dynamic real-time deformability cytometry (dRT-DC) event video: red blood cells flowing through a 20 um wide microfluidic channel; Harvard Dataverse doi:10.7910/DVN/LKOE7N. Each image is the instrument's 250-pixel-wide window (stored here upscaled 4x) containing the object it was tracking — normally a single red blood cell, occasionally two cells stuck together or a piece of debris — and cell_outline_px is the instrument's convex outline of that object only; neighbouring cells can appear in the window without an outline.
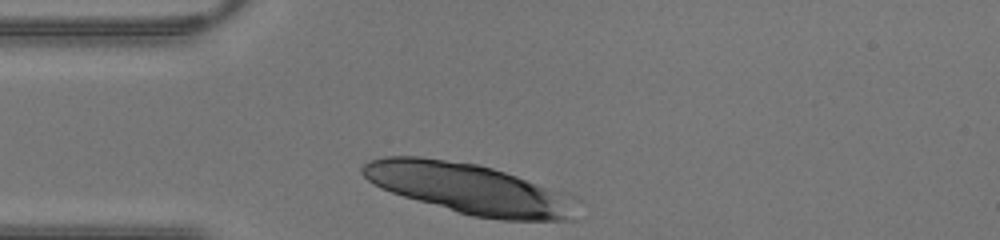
{"species": "human", "species_latin": "Homo sapiens", "temperature_condition": "warm", "stored_images_in_passage": 8, "camera_frame_rate_fps": 3000, "um_per_image_px": 0.085, "donor": {"sex": "male"}, "frame": {"image": 1, "passage_image": 1, "time_ms": 0.0, "image_size_px": [1000, 240], "cell_outline_px": [[572, 220], [500, 220], [472, 216], [404, 196], [380, 188], [372, 184], [360, 172], [360, 168], [368, 160], [384, 156], [420, 156], [476, 164], [492, 168], [516, 176], [536, 184], [560, 196]], "centroid_in_image_um": [39.54, 16.0], "position_along_channel_um": 45.5, "area_um2": 60.17}}